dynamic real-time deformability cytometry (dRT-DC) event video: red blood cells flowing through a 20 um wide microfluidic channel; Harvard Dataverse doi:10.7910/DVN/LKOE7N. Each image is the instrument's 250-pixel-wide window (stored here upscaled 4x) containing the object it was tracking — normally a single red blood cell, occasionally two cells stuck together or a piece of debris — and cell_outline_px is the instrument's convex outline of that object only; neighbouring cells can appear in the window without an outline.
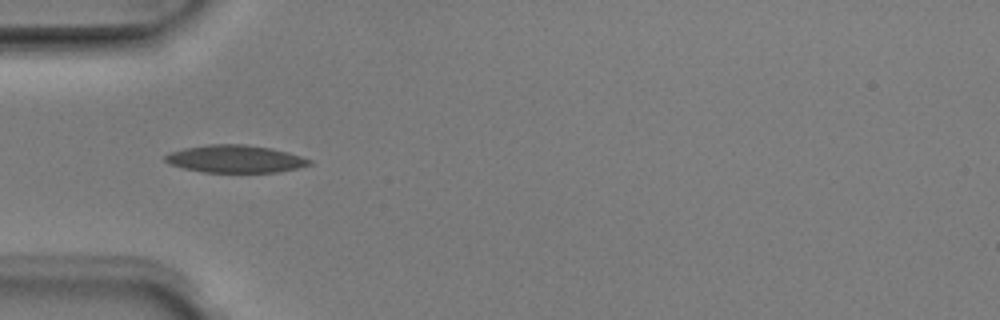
{"species": "Egyptian fruit bat (a non-hibernating species)", "species_latin": "Rousettus aegyptiacus", "temperature_condition": "room temperature", "stored_images_in_passage": 4, "camera_frame_rate_fps": 3000, "um_per_image_px": 0.085, "animal": {"sex": "male"}, "frame": {"image": 1, "passage_image": 4, "time_ms": 1.0, "image_size_px": [1000, 320], "cell_outline_px": [[312, 164], [296, 168], [276, 172], [204, 172], [184, 168], [168, 164], [164, 160], [164, 156], [168, 152], [184, 148], [208, 144], [244, 144], [272, 148], [288, 152], [312, 160]], "centroid_in_image_um": [19.96, 13.5], "position_along_channel_um": 65.0, "area_um2": 23.18}}